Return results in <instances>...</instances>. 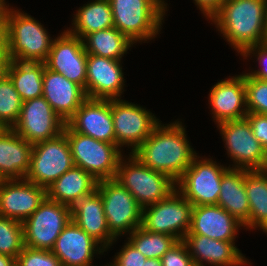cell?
Returning <instances> with one entry per match:
<instances>
[{"mask_svg":"<svg viewBox=\"0 0 267 266\" xmlns=\"http://www.w3.org/2000/svg\"><path fill=\"white\" fill-rule=\"evenodd\" d=\"M185 132L178 119L170 124L160 122L132 154L147 167L177 182L198 154Z\"/></svg>","mask_w":267,"mask_h":266,"instance_id":"cell-1","label":"cell"},{"mask_svg":"<svg viewBox=\"0 0 267 266\" xmlns=\"http://www.w3.org/2000/svg\"><path fill=\"white\" fill-rule=\"evenodd\" d=\"M238 53L266 42L267 0H225L210 19Z\"/></svg>","mask_w":267,"mask_h":266,"instance_id":"cell-2","label":"cell"},{"mask_svg":"<svg viewBox=\"0 0 267 266\" xmlns=\"http://www.w3.org/2000/svg\"><path fill=\"white\" fill-rule=\"evenodd\" d=\"M3 41L10 60L21 62H45L51 50L53 38L31 15L9 4L3 13Z\"/></svg>","mask_w":267,"mask_h":266,"instance_id":"cell-3","label":"cell"},{"mask_svg":"<svg viewBox=\"0 0 267 266\" xmlns=\"http://www.w3.org/2000/svg\"><path fill=\"white\" fill-rule=\"evenodd\" d=\"M109 2L114 27L133 43L153 40L161 31L168 5L164 0H109Z\"/></svg>","mask_w":267,"mask_h":266,"instance_id":"cell-4","label":"cell"},{"mask_svg":"<svg viewBox=\"0 0 267 266\" xmlns=\"http://www.w3.org/2000/svg\"><path fill=\"white\" fill-rule=\"evenodd\" d=\"M128 155V161L123 156L120 158L115 179L142 208L166 199L176 190V182L168 175L147 167L135 155Z\"/></svg>","mask_w":267,"mask_h":266,"instance_id":"cell-5","label":"cell"},{"mask_svg":"<svg viewBox=\"0 0 267 266\" xmlns=\"http://www.w3.org/2000/svg\"><path fill=\"white\" fill-rule=\"evenodd\" d=\"M63 132L69 141L74 166L82 168L98 181L116 177L123 149L75 132L67 124Z\"/></svg>","mask_w":267,"mask_h":266,"instance_id":"cell-6","label":"cell"},{"mask_svg":"<svg viewBox=\"0 0 267 266\" xmlns=\"http://www.w3.org/2000/svg\"><path fill=\"white\" fill-rule=\"evenodd\" d=\"M103 201L110 234L116 239L141 226L143 208L115 178L100 180L96 188Z\"/></svg>","mask_w":267,"mask_h":266,"instance_id":"cell-7","label":"cell"},{"mask_svg":"<svg viewBox=\"0 0 267 266\" xmlns=\"http://www.w3.org/2000/svg\"><path fill=\"white\" fill-rule=\"evenodd\" d=\"M73 166L69 141L62 132L55 138L33 144L25 179L47 189Z\"/></svg>","mask_w":267,"mask_h":266,"instance_id":"cell-8","label":"cell"},{"mask_svg":"<svg viewBox=\"0 0 267 266\" xmlns=\"http://www.w3.org/2000/svg\"><path fill=\"white\" fill-rule=\"evenodd\" d=\"M230 166L197 155L176 182V190L193 206L217 204L221 178Z\"/></svg>","mask_w":267,"mask_h":266,"instance_id":"cell-9","label":"cell"},{"mask_svg":"<svg viewBox=\"0 0 267 266\" xmlns=\"http://www.w3.org/2000/svg\"><path fill=\"white\" fill-rule=\"evenodd\" d=\"M192 208L193 205L175 190L166 199L143 208L141 227L183 240L191 226Z\"/></svg>","mask_w":267,"mask_h":266,"instance_id":"cell-10","label":"cell"},{"mask_svg":"<svg viewBox=\"0 0 267 266\" xmlns=\"http://www.w3.org/2000/svg\"><path fill=\"white\" fill-rule=\"evenodd\" d=\"M233 169L263 170L267 151L253 135L246 118L217 124Z\"/></svg>","mask_w":267,"mask_h":266,"instance_id":"cell-11","label":"cell"},{"mask_svg":"<svg viewBox=\"0 0 267 266\" xmlns=\"http://www.w3.org/2000/svg\"><path fill=\"white\" fill-rule=\"evenodd\" d=\"M72 221L71 207L48 199L23 222L24 245L51 250L64 227Z\"/></svg>","mask_w":267,"mask_h":266,"instance_id":"cell-12","label":"cell"},{"mask_svg":"<svg viewBox=\"0 0 267 266\" xmlns=\"http://www.w3.org/2000/svg\"><path fill=\"white\" fill-rule=\"evenodd\" d=\"M116 145L131 147V154L150 136L160 123L146 108L123 99H111Z\"/></svg>","mask_w":267,"mask_h":266,"instance_id":"cell-13","label":"cell"},{"mask_svg":"<svg viewBox=\"0 0 267 266\" xmlns=\"http://www.w3.org/2000/svg\"><path fill=\"white\" fill-rule=\"evenodd\" d=\"M66 122L53 110L43 96L22 103L12 129L27 142L35 144L55 138L64 131Z\"/></svg>","mask_w":267,"mask_h":266,"instance_id":"cell-14","label":"cell"},{"mask_svg":"<svg viewBox=\"0 0 267 266\" xmlns=\"http://www.w3.org/2000/svg\"><path fill=\"white\" fill-rule=\"evenodd\" d=\"M47 69L58 72L71 82L86 88L87 53L83 40L67 30L57 36L44 62Z\"/></svg>","mask_w":267,"mask_h":266,"instance_id":"cell-15","label":"cell"},{"mask_svg":"<svg viewBox=\"0 0 267 266\" xmlns=\"http://www.w3.org/2000/svg\"><path fill=\"white\" fill-rule=\"evenodd\" d=\"M46 197V188L26 179L1 180L0 216L23 223Z\"/></svg>","mask_w":267,"mask_h":266,"instance_id":"cell-16","label":"cell"},{"mask_svg":"<svg viewBox=\"0 0 267 266\" xmlns=\"http://www.w3.org/2000/svg\"><path fill=\"white\" fill-rule=\"evenodd\" d=\"M122 69L121 60L87 54V98L121 99L125 85Z\"/></svg>","mask_w":267,"mask_h":266,"instance_id":"cell-17","label":"cell"},{"mask_svg":"<svg viewBox=\"0 0 267 266\" xmlns=\"http://www.w3.org/2000/svg\"><path fill=\"white\" fill-rule=\"evenodd\" d=\"M66 124L75 132L116 144L111 99L87 98Z\"/></svg>","mask_w":267,"mask_h":266,"instance_id":"cell-18","label":"cell"},{"mask_svg":"<svg viewBox=\"0 0 267 266\" xmlns=\"http://www.w3.org/2000/svg\"><path fill=\"white\" fill-rule=\"evenodd\" d=\"M99 244L71 221L64 227L51 251L62 266H93L94 254H104L106 251Z\"/></svg>","mask_w":267,"mask_h":266,"instance_id":"cell-19","label":"cell"},{"mask_svg":"<svg viewBox=\"0 0 267 266\" xmlns=\"http://www.w3.org/2000/svg\"><path fill=\"white\" fill-rule=\"evenodd\" d=\"M208 98L216 124L245 118L248 114L245 73L218 81L210 90Z\"/></svg>","mask_w":267,"mask_h":266,"instance_id":"cell-20","label":"cell"},{"mask_svg":"<svg viewBox=\"0 0 267 266\" xmlns=\"http://www.w3.org/2000/svg\"><path fill=\"white\" fill-rule=\"evenodd\" d=\"M239 227L236 218L217 204L193 206L191 226L186 235H203L221 241H235Z\"/></svg>","mask_w":267,"mask_h":266,"instance_id":"cell-21","label":"cell"},{"mask_svg":"<svg viewBox=\"0 0 267 266\" xmlns=\"http://www.w3.org/2000/svg\"><path fill=\"white\" fill-rule=\"evenodd\" d=\"M196 266H246L248 259L234 241H221L203 235H185L183 239ZM204 262L206 264H204Z\"/></svg>","mask_w":267,"mask_h":266,"instance_id":"cell-22","label":"cell"},{"mask_svg":"<svg viewBox=\"0 0 267 266\" xmlns=\"http://www.w3.org/2000/svg\"><path fill=\"white\" fill-rule=\"evenodd\" d=\"M42 96L55 113L67 122L87 99L85 90L62 74L44 68Z\"/></svg>","mask_w":267,"mask_h":266,"instance_id":"cell-23","label":"cell"},{"mask_svg":"<svg viewBox=\"0 0 267 266\" xmlns=\"http://www.w3.org/2000/svg\"><path fill=\"white\" fill-rule=\"evenodd\" d=\"M71 215L72 221L99 242L106 251L116 242L110 234L102 197L97 189L73 204Z\"/></svg>","mask_w":267,"mask_h":266,"instance_id":"cell-24","label":"cell"},{"mask_svg":"<svg viewBox=\"0 0 267 266\" xmlns=\"http://www.w3.org/2000/svg\"><path fill=\"white\" fill-rule=\"evenodd\" d=\"M33 144L20 137L12 128L0 129V179H25Z\"/></svg>","mask_w":267,"mask_h":266,"instance_id":"cell-25","label":"cell"},{"mask_svg":"<svg viewBox=\"0 0 267 266\" xmlns=\"http://www.w3.org/2000/svg\"><path fill=\"white\" fill-rule=\"evenodd\" d=\"M247 169L229 168L222 176L217 205L221 206L240 223L249 229L250 207L245 191Z\"/></svg>","mask_w":267,"mask_h":266,"instance_id":"cell-26","label":"cell"},{"mask_svg":"<svg viewBox=\"0 0 267 266\" xmlns=\"http://www.w3.org/2000/svg\"><path fill=\"white\" fill-rule=\"evenodd\" d=\"M98 180L78 166H73L46 189L47 198L72 207L97 188Z\"/></svg>","mask_w":267,"mask_h":266,"instance_id":"cell-27","label":"cell"},{"mask_svg":"<svg viewBox=\"0 0 267 266\" xmlns=\"http://www.w3.org/2000/svg\"><path fill=\"white\" fill-rule=\"evenodd\" d=\"M92 1L77 9L72 27L67 29L70 34L83 39L89 33L114 27L109 0Z\"/></svg>","mask_w":267,"mask_h":266,"instance_id":"cell-28","label":"cell"},{"mask_svg":"<svg viewBox=\"0 0 267 266\" xmlns=\"http://www.w3.org/2000/svg\"><path fill=\"white\" fill-rule=\"evenodd\" d=\"M45 67L43 62L9 61L7 75L23 102L42 96Z\"/></svg>","mask_w":267,"mask_h":266,"instance_id":"cell-29","label":"cell"},{"mask_svg":"<svg viewBox=\"0 0 267 266\" xmlns=\"http://www.w3.org/2000/svg\"><path fill=\"white\" fill-rule=\"evenodd\" d=\"M82 40L87 54L113 60H122L134 44L115 27L89 33Z\"/></svg>","mask_w":267,"mask_h":266,"instance_id":"cell-30","label":"cell"},{"mask_svg":"<svg viewBox=\"0 0 267 266\" xmlns=\"http://www.w3.org/2000/svg\"><path fill=\"white\" fill-rule=\"evenodd\" d=\"M245 191L248 197L250 215L249 229L267 228V174L263 170H251L245 175Z\"/></svg>","mask_w":267,"mask_h":266,"instance_id":"cell-31","label":"cell"},{"mask_svg":"<svg viewBox=\"0 0 267 266\" xmlns=\"http://www.w3.org/2000/svg\"><path fill=\"white\" fill-rule=\"evenodd\" d=\"M127 239L133 247L140 251L147 259H161L163 255L178 242V240L171 235L152 233L141 226L129 234Z\"/></svg>","mask_w":267,"mask_h":266,"instance_id":"cell-32","label":"cell"},{"mask_svg":"<svg viewBox=\"0 0 267 266\" xmlns=\"http://www.w3.org/2000/svg\"><path fill=\"white\" fill-rule=\"evenodd\" d=\"M23 101L6 74L0 78V127L12 128L18 120Z\"/></svg>","mask_w":267,"mask_h":266,"instance_id":"cell-33","label":"cell"},{"mask_svg":"<svg viewBox=\"0 0 267 266\" xmlns=\"http://www.w3.org/2000/svg\"><path fill=\"white\" fill-rule=\"evenodd\" d=\"M24 247L23 223L0 216V254L16 259Z\"/></svg>","mask_w":267,"mask_h":266,"instance_id":"cell-34","label":"cell"},{"mask_svg":"<svg viewBox=\"0 0 267 266\" xmlns=\"http://www.w3.org/2000/svg\"><path fill=\"white\" fill-rule=\"evenodd\" d=\"M246 107L251 113H267V81L250 77L245 72Z\"/></svg>","mask_w":267,"mask_h":266,"instance_id":"cell-35","label":"cell"},{"mask_svg":"<svg viewBox=\"0 0 267 266\" xmlns=\"http://www.w3.org/2000/svg\"><path fill=\"white\" fill-rule=\"evenodd\" d=\"M16 266H62L51 250L24 247L16 258Z\"/></svg>","mask_w":267,"mask_h":266,"instance_id":"cell-36","label":"cell"},{"mask_svg":"<svg viewBox=\"0 0 267 266\" xmlns=\"http://www.w3.org/2000/svg\"><path fill=\"white\" fill-rule=\"evenodd\" d=\"M160 260L162 266H195L183 240H179Z\"/></svg>","mask_w":267,"mask_h":266,"instance_id":"cell-37","label":"cell"},{"mask_svg":"<svg viewBox=\"0 0 267 266\" xmlns=\"http://www.w3.org/2000/svg\"><path fill=\"white\" fill-rule=\"evenodd\" d=\"M240 55L245 57L244 59H247L248 56H251V58L252 56L256 57V61L259 62L261 68L258 70H252L246 74L258 80L267 81V42L251 45L247 47Z\"/></svg>","mask_w":267,"mask_h":266,"instance_id":"cell-38","label":"cell"},{"mask_svg":"<svg viewBox=\"0 0 267 266\" xmlns=\"http://www.w3.org/2000/svg\"><path fill=\"white\" fill-rule=\"evenodd\" d=\"M117 252L113 259L107 266H143L147 258L142 253L136 250L133 245L127 241Z\"/></svg>","mask_w":267,"mask_h":266,"instance_id":"cell-39","label":"cell"},{"mask_svg":"<svg viewBox=\"0 0 267 266\" xmlns=\"http://www.w3.org/2000/svg\"><path fill=\"white\" fill-rule=\"evenodd\" d=\"M245 118L251 126L253 135L267 151V117L265 114L248 112Z\"/></svg>","mask_w":267,"mask_h":266,"instance_id":"cell-40","label":"cell"},{"mask_svg":"<svg viewBox=\"0 0 267 266\" xmlns=\"http://www.w3.org/2000/svg\"><path fill=\"white\" fill-rule=\"evenodd\" d=\"M206 19H211L221 8L224 0H193Z\"/></svg>","mask_w":267,"mask_h":266,"instance_id":"cell-41","label":"cell"},{"mask_svg":"<svg viewBox=\"0 0 267 266\" xmlns=\"http://www.w3.org/2000/svg\"><path fill=\"white\" fill-rule=\"evenodd\" d=\"M8 51L4 41L0 44V78L7 74V67L9 64Z\"/></svg>","mask_w":267,"mask_h":266,"instance_id":"cell-42","label":"cell"},{"mask_svg":"<svg viewBox=\"0 0 267 266\" xmlns=\"http://www.w3.org/2000/svg\"><path fill=\"white\" fill-rule=\"evenodd\" d=\"M0 266H16V259L0 254Z\"/></svg>","mask_w":267,"mask_h":266,"instance_id":"cell-43","label":"cell"},{"mask_svg":"<svg viewBox=\"0 0 267 266\" xmlns=\"http://www.w3.org/2000/svg\"><path fill=\"white\" fill-rule=\"evenodd\" d=\"M143 266H162V263L160 259L151 258L147 259Z\"/></svg>","mask_w":267,"mask_h":266,"instance_id":"cell-44","label":"cell"},{"mask_svg":"<svg viewBox=\"0 0 267 266\" xmlns=\"http://www.w3.org/2000/svg\"><path fill=\"white\" fill-rule=\"evenodd\" d=\"M6 3L7 2L5 0H0V25H2V22H3V13L7 5Z\"/></svg>","mask_w":267,"mask_h":266,"instance_id":"cell-45","label":"cell"},{"mask_svg":"<svg viewBox=\"0 0 267 266\" xmlns=\"http://www.w3.org/2000/svg\"><path fill=\"white\" fill-rule=\"evenodd\" d=\"M3 42V26L0 25V44Z\"/></svg>","mask_w":267,"mask_h":266,"instance_id":"cell-46","label":"cell"},{"mask_svg":"<svg viewBox=\"0 0 267 266\" xmlns=\"http://www.w3.org/2000/svg\"><path fill=\"white\" fill-rule=\"evenodd\" d=\"M263 171L267 174V161H266L265 168L263 169Z\"/></svg>","mask_w":267,"mask_h":266,"instance_id":"cell-47","label":"cell"}]
</instances>
